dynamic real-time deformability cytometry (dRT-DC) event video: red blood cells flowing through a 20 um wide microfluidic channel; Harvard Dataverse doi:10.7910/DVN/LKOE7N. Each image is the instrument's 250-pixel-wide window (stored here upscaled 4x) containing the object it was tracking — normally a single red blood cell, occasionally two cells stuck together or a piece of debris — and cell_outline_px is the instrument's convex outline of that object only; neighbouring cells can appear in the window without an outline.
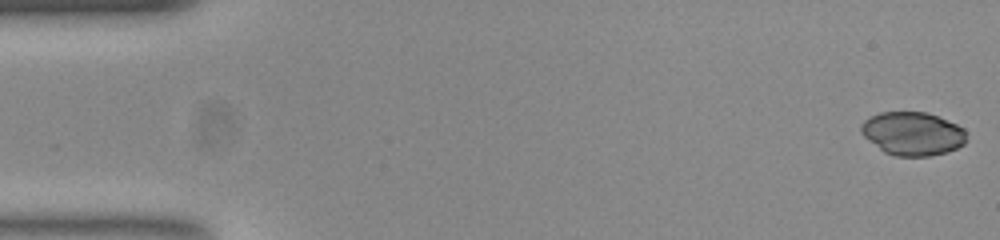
{"species": "common noctule bat (a hibernating species)", "species_latin": "Nyctalus noctula", "temperature_condition": "room temperature", "stored_images_in_passage": 13, "camera_frame_rate_fps": 3000, "um_per_image_px": 0.085, "animal": {"sex": "female", "body_mass_g": 23.0, "forearm_length_mm": 53.4}, "frame": {"image": 1, "passage_image": 1, "time_ms": 0.0, "image_size_px": [1000, 240], "cell_outline_px": [[968, 140], [964, 144], [956, 148], [932, 156], [896, 156], [884, 152], [868, 140], [860, 132], [860, 124], [864, 120], [880, 112], [928, 112], [956, 124], [964, 128]], "centroid_in_image_um": [77.57, 11.36], "position_along_channel_um": 7.4, "area_um2": 26.76}}
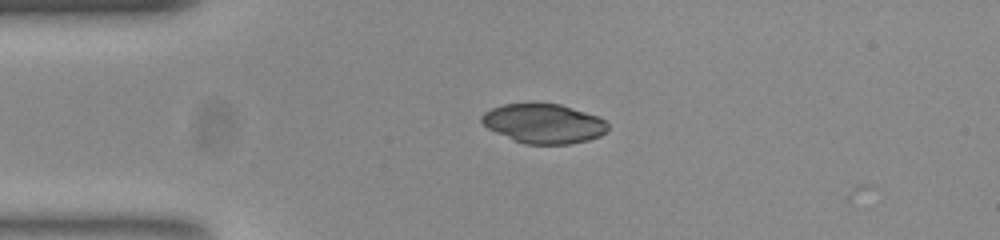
{"frame": {"image": 2, "passage_image": 12, "time_ms": 3.667, "image_size_px": [1000, 240], "cell_outline_px": [[608, 128], [600, 136], [588, 140], [568, 144], [524, 144], [512, 140], [488, 128], [480, 120], [480, 116], [484, 112], [492, 108], [504, 104], [532, 100], [560, 104], [600, 116], [608, 124]], "centroid_in_image_um": [46.19, 10.46], "position_along_channel_um": 38.8, "area_um2": 29.77}}